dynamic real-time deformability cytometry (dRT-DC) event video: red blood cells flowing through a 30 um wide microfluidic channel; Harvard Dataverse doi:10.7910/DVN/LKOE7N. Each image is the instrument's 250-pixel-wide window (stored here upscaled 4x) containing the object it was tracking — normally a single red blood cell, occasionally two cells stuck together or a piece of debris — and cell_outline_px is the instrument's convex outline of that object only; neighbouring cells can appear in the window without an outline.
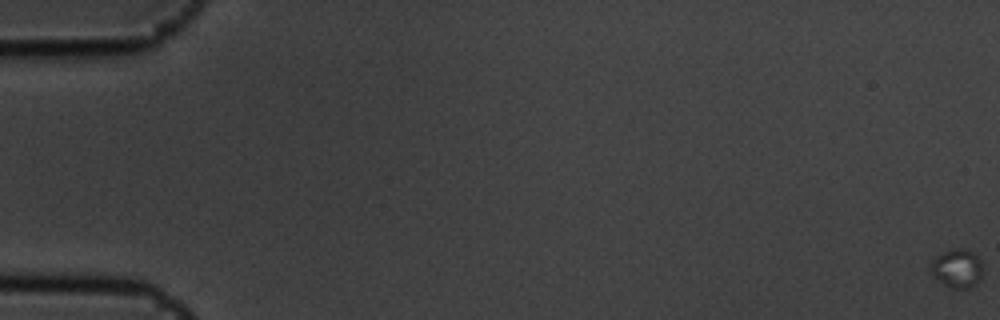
{"species": "common noctule bat (a hibernating species)", "species_latin": "Nyctalus noctula", "temperature_condition": "cold", "stored_images_in_passage": 7, "camera_frame_rate_fps": 3000, "um_per_image_px": 0.085, "animal": {"sex": "male", "body_mass_g": 19.5, "forearm_length_mm": 54.6}, "frame": {"image": 1, "passage_image": 1, "time_ms": 0.0, "image_size_px": [1000, 320], "cell_outline_px": [[984, 272], [976, 284], [968, 288], [952, 288], [944, 284], [932, 276], [928, 268], [932, 260], [936, 256], [944, 252], [972, 252], [980, 260]], "centroid_in_image_um": [81.33, 22.89], "position_along_channel_um": 3.7, "area_um2": 11.33}}
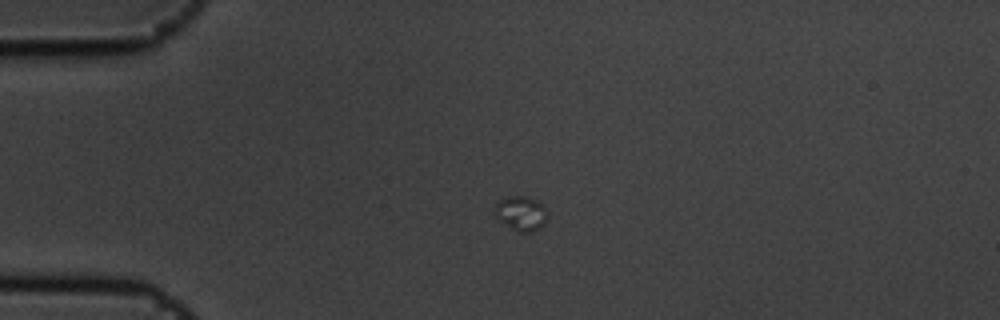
{"frame": {"image": 2, "passage_image": 5, "time_ms": 1.333, "image_size_px": [1000, 320], "cell_outline_px": [[548, 216], [544, 224], [540, 228], [532, 232], [516, 232], [500, 220], [492, 212], [496, 204], [500, 200], [508, 196], [524, 196], [536, 200], [544, 208]], "centroid_in_image_um": [44.27, 18.15], "position_along_channel_um": 40.7, "area_um2": 10.58}}